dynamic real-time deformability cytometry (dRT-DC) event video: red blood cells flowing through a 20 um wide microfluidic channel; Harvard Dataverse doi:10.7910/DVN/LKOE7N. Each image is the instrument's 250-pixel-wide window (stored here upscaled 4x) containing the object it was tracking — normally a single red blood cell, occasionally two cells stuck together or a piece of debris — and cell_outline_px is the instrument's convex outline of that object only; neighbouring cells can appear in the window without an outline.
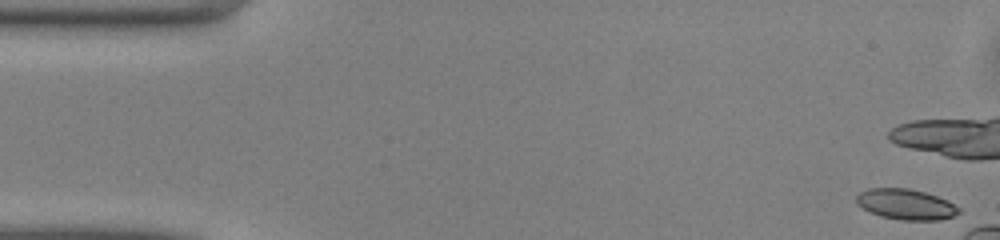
{"species": "common noctule bat (a hibernating species)", "species_latin": "Nyctalus noctula", "temperature_condition": "warm", "stored_images_in_passage": 10, "camera_frame_rate_fps": 3000, "um_per_image_px": 0.085, "animal": {"sex": "male", "body_mass_g": 13.0, "forearm_length_mm": 53.1}, "frame": {"image": 1, "passage_image": 1, "time_ms": 0.0, "image_size_px": [1000, 240], "cell_outline_px": [[960, 212], [952, 216], [940, 220], [900, 220], [880, 216], [856, 204], [856, 196], [860, 192], [868, 188], [908, 188], [924, 192], [948, 200], [960, 208]], "centroid_in_image_um": [77.0, 17.36], "position_along_channel_um": 8.0, "area_um2": 18.21}}